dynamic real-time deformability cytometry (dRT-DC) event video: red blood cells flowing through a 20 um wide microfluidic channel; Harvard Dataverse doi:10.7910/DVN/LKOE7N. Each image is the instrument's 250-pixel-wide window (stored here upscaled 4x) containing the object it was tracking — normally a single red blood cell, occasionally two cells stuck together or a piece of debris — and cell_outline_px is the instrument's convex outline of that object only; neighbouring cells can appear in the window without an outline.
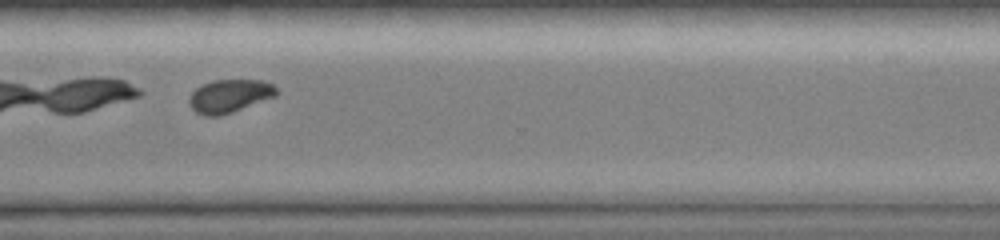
{"species": "common noctule bat (a hibernating species)", "species_latin": "Nyctalus noctula", "temperature_condition": "room temperature", "stored_images_in_passage": 44, "camera_frame_rate_fps": 3000, "um_per_image_px": 0.085, "animal": {"sex": "female", "body_mass_g": 19.0, "forearm_length_mm": 51.5}, "frame": {"image": 1, "passage_image": 35, "time_ms": 11.333, "image_size_px": [1000, 240], "cell_outline_px": [[276, 96], [220, 116], [204, 116], [196, 112], [188, 104], [188, 100], [192, 92], [200, 84], [212, 80], [264, 80], [272, 84], [276, 88]], "centroid_in_image_um": [19.47, 8.15], "position_along_channel_um": 351.1, "area_um2": 16.88}, "authors_computed_cell_mechanics": {"area_um2": 18.5538, "velocity_mm_per_s": 4.1081, "shape_relaxation_time_tau1_ms": 5.5404, "shape_relaxation_time_tau2_ms": null, "deformation_change_tau1": 0.1023, "deformation_change_tau2": null}}